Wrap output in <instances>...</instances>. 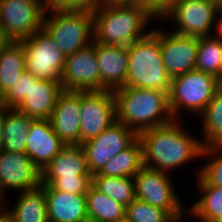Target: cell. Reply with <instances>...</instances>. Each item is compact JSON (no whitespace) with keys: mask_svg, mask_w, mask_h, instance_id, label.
<instances>
[{"mask_svg":"<svg viewBox=\"0 0 222 222\" xmlns=\"http://www.w3.org/2000/svg\"><path fill=\"white\" fill-rule=\"evenodd\" d=\"M182 120L147 129L138 134L143 146V164L150 169L169 173L187 162L201 158V139L190 135Z\"/></svg>","mask_w":222,"mask_h":222,"instance_id":"6da1fadb","label":"cell"},{"mask_svg":"<svg viewBox=\"0 0 222 222\" xmlns=\"http://www.w3.org/2000/svg\"><path fill=\"white\" fill-rule=\"evenodd\" d=\"M156 18L143 6L106 1L93 12L94 42L128 46L146 36Z\"/></svg>","mask_w":222,"mask_h":222,"instance_id":"7a4b0ae2","label":"cell"},{"mask_svg":"<svg viewBox=\"0 0 222 222\" xmlns=\"http://www.w3.org/2000/svg\"><path fill=\"white\" fill-rule=\"evenodd\" d=\"M116 120L137 135L147 129L168 124L174 120L168 92L160 89L120 87L113 91Z\"/></svg>","mask_w":222,"mask_h":222,"instance_id":"3957f363","label":"cell"},{"mask_svg":"<svg viewBox=\"0 0 222 222\" xmlns=\"http://www.w3.org/2000/svg\"><path fill=\"white\" fill-rule=\"evenodd\" d=\"M128 70L125 86L160 89L169 93L171 77L162 61L159 26L127 46Z\"/></svg>","mask_w":222,"mask_h":222,"instance_id":"277c9868","label":"cell"},{"mask_svg":"<svg viewBox=\"0 0 222 222\" xmlns=\"http://www.w3.org/2000/svg\"><path fill=\"white\" fill-rule=\"evenodd\" d=\"M43 29L66 57L93 43V12L48 7Z\"/></svg>","mask_w":222,"mask_h":222,"instance_id":"5b68a950","label":"cell"},{"mask_svg":"<svg viewBox=\"0 0 222 222\" xmlns=\"http://www.w3.org/2000/svg\"><path fill=\"white\" fill-rule=\"evenodd\" d=\"M41 184L67 193L86 195L92 186L81 145H65L41 172Z\"/></svg>","mask_w":222,"mask_h":222,"instance_id":"8992f818","label":"cell"},{"mask_svg":"<svg viewBox=\"0 0 222 222\" xmlns=\"http://www.w3.org/2000/svg\"><path fill=\"white\" fill-rule=\"evenodd\" d=\"M217 77L192 70L171 79L169 107L174 119H181L184 110L199 116L220 87Z\"/></svg>","mask_w":222,"mask_h":222,"instance_id":"52a82bcc","label":"cell"},{"mask_svg":"<svg viewBox=\"0 0 222 222\" xmlns=\"http://www.w3.org/2000/svg\"><path fill=\"white\" fill-rule=\"evenodd\" d=\"M163 19L173 23L172 32L176 34L196 37L212 36L218 31L217 2L215 0H178Z\"/></svg>","mask_w":222,"mask_h":222,"instance_id":"ba28073f","label":"cell"},{"mask_svg":"<svg viewBox=\"0 0 222 222\" xmlns=\"http://www.w3.org/2000/svg\"><path fill=\"white\" fill-rule=\"evenodd\" d=\"M136 199L165 210L172 218L186 214L169 173L143 167L135 176Z\"/></svg>","mask_w":222,"mask_h":222,"instance_id":"9c48e42d","label":"cell"},{"mask_svg":"<svg viewBox=\"0 0 222 222\" xmlns=\"http://www.w3.org/2000/svg\"><path fill=\"white\" fill-rule=\"evenodd\" d=\"M47 3L39 0H0L2 31L9 41H22L43 29Z\"/></svg>","mask_w":222,"mask_h":222,"instance_id":"30bf717a","label":"cell"},{"mask_svg":"<svg viewBox=\"0 0 222 222\" xmlns=\"http://www.w3.org/2000/svg\"><path fill=\"white\" fill-rule=\"evenodd\" d=\"M25 47L26 71L39 79L61 82L65 55L42 29L21 41Z\"/></svg>","mask_w":222,"mask_h":222,"instance_id":"8fae6325","label":"cell"},{"mask_svg":"<svg viewBox=\"0 0 222 222\" xmlns=\"http://www.w3.org/2000/svg\"><path fill=\"white\" fill-rule=\"evenodd\" d=\"M138 135L123 123L115 121L98 136L81 144L91 175L97 174L114 156L127 148Z\"/></svg>","mask_w":222,"mask_h":222,"instance_id":"7c38bea8","label":"cell"},{"mask_svg":"<svg viewBox=\"0 0 222 222\" xmlns=\"http://www.w3.org/2000/svg\"><path fill=\"white\" fill-rule=\"evenodd\" d=\"M80 145L111 126L116 120L112 90L81 92Z\"/></svg>","mask_w":222,"mask_h":222,"instance_id":"4fadbf2b","label":"cell"},{"mask_svg":"<svg viewBox=\"0 0 222 222\" xmlns=\"http://www.w3.org/2000/svg\"><path fill=\"white\" fill-rule=\"evenodd\" d=\"M41 185V171L26 153L0 152V202L6 200L8 191L18 193Z\"/></svg>","mask_w":222,"mask_h":222,"instance_id":"5bb4252c","label":"cell"},{"mask_svg":"<svg viewBox=\"0 0 222 222\" xmlns=\"http://www.w3.org/2000/svg\"><path fill=\"white\" fill-rule=\"evenodd\" d=\"M61 84L68 91H101L94 41L86 48L65 57Z\"/></svg>","mask_w":222,"mask_h":222,"instance_id":"9a60e30c","label":"cell"},{"mask_svg":"<svg viewBox=\"0 0 222 222\" xmlns=\"http://www.w3.org/2000/svg\"><path fill=\"white\" fill-rule=\"evenodd\" d=\"M159 40L162 61L171 78L195 70L199 37L183 36L160 27Z\"/></svg>","mask_w":222,"mask_h":222,"instance_id":"2e32d148","label":"cell"},{"mask_svg":"<svg viewBox=\"0 0 222 222\" xmlns=\"http://www.w3.org/2000/svg\"><path fill=\"white\" fill-rule=\"evenodd\" d=\"M81 92L64 90L58 97L50 123L65 145H80Z\"/></svg>","mask_w":222,"mask_h":222,"instance_id":"e0dca14e","label":"cell"},{"mask_svg":"<svg viewBox=\"0 0 222 222\" xmlns=\"http://www.w3.org/2000/svg\"><path fill=\"white\" fill-rule=\"evenodd\" d=\"M95 54L99 65L101 91H114L125 86L128 70L127 46L95 42Z\"/></svg>","mask_w":222,"mask_h":222,"instance_id":"ac0fdd59","label":"cell"},{"mask_svg":"<svg viewBox=\"0 0 222 222\" xmlns=\"http://www.w3.org/2000/svg\"><path fill=\"white\" fill-rule=\"evenodd\" d=\"M26 141V154L41 172L65 146L50 120H33Z\"/></svg>","mask_w":222,"mask_h":222,"instance_id":"d6986e66","label":"cell"},{"mask_svg":"<svg viewBox=\"0 0 222 222\" xmlns=\"http://www.w3.org/2000/svg\"><path fill=\"white\" fill-rule=\"evenodd\" d=\"M63 91L61 82L34 76V82H31L27 97L16 109L34 120H49Z\"/></svg>","mask_w":222,"mask_h":222,"instance_id":"ffe728a7","label":"cell"},{"mask_svg":"<svg viewBox=\"0 0 222 222\" xmlns=\"http://www.w3.org/2000/svg\"><path fill=\"white\" fill-rule=\"evenodd\" d=\"M41 186L45 192L49 222H85L88 220L86 195L59 191L46 184H41Z\"/></svg>","mask_w":222,"mask_h":222,"instance_id":"44dd1931","label":"cell"},{"mask_svg":"<svg viewBox=\"0 0 222 222\" xmlns=\"http://www.w3.org/2000/svg\"><path fill=\"white\" fill-rule=\"evenodd\" d=\"M18 194L12 207L11 204L7 206V199L1 201L9 211L13 222H49L45 192L41 185Z\"/></svg>","mask_w":222,"mask_h":222,"instance_id":"7402d4cb","label":"cell"},{"mask_svg":"<svg viewBox=\"0 0 222 222\" xmlns=\"http://www.w3.org/2000/svg\"><path fill=\"white\" fill-rule=\"evenodd\" d=\"M196 181V188L201 196L189 205L186 215L200 222H216L222 219V187L210 186L199 176Z\"/></svg>","mask_w":222,"mask_h":222,"instance_id":"603a6c76","label":"cell"},{"mask_svg":"<svg viewBox=\"0 0 222 222\" xmlns=\"http://www.w3.org/2000/svg\"><path fill=\"white\" fill-rule=\"evenodd\" d=\"M143 167V146L137 137L127 148L112 157L97 174L92 176L134 177Z\"/></svg>","mask_w":222,"mask_h":222,"instance_id":"cb8c5ba5","label":"cell"},{"mask_svg":"<svg viewBox=\"0 0 222 222\" xmlns=\"http://www.w3.org/2000/svg\"><path fill=\"white\" fill-rule=\"evenodd\" d=\"M26 71L25 47L21 41H9L0 51V89L5 94Z\"/></svg>","mask_w":222,"mask_h":222,"instance_id":"d4e9b609","label":"cell"},{"mask_svg":"<svg viewBox=\"0 0 222 222\" xmlns=\"http://www.w3.org/2000/svg\"><path fill=\"white\" fill-rule=\"evenodd\" d=\"M33 120L16 108H9L4 119L3 150L26 153L27 135Z\"/></svg>","mask_w":222,"mask_h":222,"instance_id":"484cf974","label":"cell"},{"mask_svg":"<svg viewBox=\"0 0 222 222\" xmlns=\"http://www.w3.org/2000/svg\"><path fill=\"white\" fill-rule=\"evenodd\" d=\"M88 220L93 222H118L125 219L126 206L100 193L93 186L86 194Z\"/></svg>","mask_w":222,"mask_h":222,"instance_id":"4316f807","label":"cell"},{"mask_svg":"<svg viewBox=\"0 0 222 222\" xmlns=\"http://www.w3.org/2000/svg\"><path fill=\"white\" fill-rule=\"evenodd\" d=\"M199 117L203 123L202 146H222V86Z\"/></svg>","mask_w":222,"mask_h":222,"instance_id":"83f0119b","label":"cell"},{"mask_svg":"<svg viewBox=\"0 0 222 222\" xmlns=\"http://www.w3.org/2000/svg\"><path fill=\"white\" fill-rule=\"evenodd\" d=\"M222 67V39L215 33L199 37L195 69L218 78Z\"/></svg>","mask_w":222,"mask_h":222,"instance_id":"f1b7e54d","label":"cell"},{"mask_svg":"<svg viewBox=\"0 0 222 222\" xmlns=\"http://www.w3.org/2000/svg\"><path fill=\"white\" fill-rule=\"evenodd\" d=\"M92 186L125 206L136 198L134 177L92 176Z\"/></svg>","mask_w":222,"mask_h":222,"instance_id":"f546056e","label":"cell"},{"mask_svg":"<svg viewBox=\"0 0 222 222\" xmlns=\"http://www.w3.org/2000/svg\"><path fill=\"white\" fill-rule=\"evenodd\" d=\"M205 157L207 162L196 175L210 186L222 187V146L204 147L201 158Z\"/></svg>","mask_w":222,"mask_h":222,"instance_id":"4dcf8cb0","label":"cell"},{"mask_svg":"<svg viewBox=\"0 0 222 222\" xmlns=\"http://www.w3.org/2000/svg\"><path fill=\"white\" fill-rule=\"evenodd\" d=\"M125 219L128 222H170L173 218L165 210L135 198L126 206Z\"/></svg>","mask_w":222,"mask_h":222,"instance_id":"1f68e13d","label":"cell"},{"mask_svg":"<svg viewBox=\"0 0 222 222\" xmlns=\"http://www.w3.org/2000/svg\"><path fill=\"white\" fill-rule=\"evenodd\" d=\"M31 82H34V76L25 71L19 76V79L4 94L5 103L8 108H16L27 97L31 89Z\"/></svg>","mask_w":222,"mask_h":222,"instance_id":"d6a6232c","label":"cell"},{"mask_svg":"<svg viewBox=\"0 0 222 222\" xmlns=\"http://www.w3.org/2000/svg\"><path fill=\"white\" fill-rule=\"evenodd\" d=\"M107 0H47L48 7L94 12Z\"/></svg>","mask_w":222,"mask_h":222,"instance_id":"836d02e7","label":"cell"},{"mask_svg":"<svg viewBox=\"0 0 222 222\" xmlns=\"http://www.w3.org/2000/svg\"><path fill=\"white\" fill-rule=\"evenodd\" d=\"M177 1L178 0H145L143 6L157 21L162 19L174 7Z\"/></svg>","mask_w":222,"mask_h":222,"instance_id":"e575fe53","label":"cell"},{"mask_svg":"<svg viewBox=\"0 0 222 222\" xmlns=\"http://www.w3.org/2000/svg\"><path fill=\"white\" fill-rule=\"evenodd\" d=\"M9 108L6 107L4 109H0V152L3 150V130H4V119H5V112L8 110Z\"/></svg>","mask_w":222,"mask_h":222,"instance_id":"d590c367","label":"cell"},{"mask_svg":"<svg viewBox=\"0 0 222 222\" xmlns=\"http://www.w3.org/2000/svg\"><path fill=\"white\" fill-rule=\"evenodd\" d=\"M0 222H13L9 211L2 203L0 204Z\"/></svg>","mask_w":222,"mask_h":222,"instance_id":"8d00e7d4","label":"cell"},{"mask_svg":"<svg viewBox=\"0 0 222 222\" xmlns=\"http://www.w3.org/2000/svg\"><path fill=\"white\" fill-rule=\"evenodd\" d=\"M108 2L119 3V4H137L143 5L145 0H107Z\"/></svg>","mask_w":222,"mask_h":222,"instance_id":"74e56055","label":"cell"},{"mask_svg":"<svg viewBox=\"0 0 222 222\" xmlns=\"http://www.w3.org/2000/svg\"><path fill=\"white\" fill-rule=\"evenodd\" d=\"M9 42L3 31H0V51Z\"/></svg>","mask_w":222,"mask_h":222,"instance_id":"f35d334b","label":"cell"},{"mask_svg":"<svg viewBox=\"0 0 222 222\" xmlns=\"http://www.w3.org/2000/svg\"><path fill=\"white\" fill-rule=\"evenodd\" d=\"M218 23H222V1L217 2Z\"/></svg>","mask_w":222,"mask_h":222,"instance_id":"ab89813d","label":"cell"},{"mask_svg":"<svg viewBox=\"0 0 222 222\" xmlns=\"http://www.w3.org/2000/svg\"><path fill=\"white\" fill-rule=\"evenodd\" d=\"M4 93L0 89V109L6 108Z\"/></svg>","mask_w":222,"mask_h":222,"instance_id":"60d3db41","label":"cell"},{"mask_svg":"<svg viewBox=\"0 0 222 222\" xmlns=\"http://www.w3.org/2000/svg\"><path fill=\"white\" fill-rule=\"evenodd\" d=\"M217 35L222 39V23H218Z\"/></svg>","mask_w":222,"mask_h":222,"instance_id":"b9f144b4","label":"cell"},{"mask_svg":"<svg viewBox=\"0 0 222 222\" xmlns=\"http://www.w3.org/2000/svg\"><path fill=\"white\" fill-rule=\"evenodd\" d=\"M182 218L183 216L181 217H178V218H173V222H182ZM195 222V221H194ZM196 222H197V219H196ZM200 222V221H199Z\"/></svg>","mask_w":222,"mask_h":222,"instance_id":"7bdbcfd3","label":"cell"},{"mask_svg":"<svg viewBox=\"0 0 222 222\" xmlns=\"http://www.w3.org/2000/svg\"><path fill=\"white\" fill-rule=\"evenodd\" d=\"M219 83H220V85H222V67H221V70L219 73Z\"/></svg>","mask_w":222,"mask_h":222,"instance_id":"ee69618b","label":"cell"},{"mask_svg":"<svg viewBox=\"0 0 222 222\" xmlns=\"http://www.w3.org/2000/svg\"><path fill=\"white\" fill-rule=\"evenodd\" d=\"M0 31H2L1 15H0Z\"/></svg>","mask_w":222,"mask_h":222,"instance_id":"f6af8a7d","label":"cell"},{"mask_svg":"<svg viewBox=\"0 0 222 222\" xmlns=\"http://www.w3.org/2000/svg\"><path fill=\"white\" fill-rule=\"evenodd\" d=\"M39 1H41L42 3H47V0H39Z\"/></svg>","mask_w":222,"mask_h":222,"instance_id":"bcb514c9","label":"cell"},{"mask_svg":"<svg viewBox=\"0 0 222 222\" xmlns=\"http://www.w3.org/2000/svg\"><path fill=\"white\" fill-rule=\"evenodd\" d=\"M118 222H128L126 219H123L121 221H118Z\"/></svg>","mask_w":222,"mask_h":222,"instance_id":"7dc6e473","label":"cell"}]
</instances>
